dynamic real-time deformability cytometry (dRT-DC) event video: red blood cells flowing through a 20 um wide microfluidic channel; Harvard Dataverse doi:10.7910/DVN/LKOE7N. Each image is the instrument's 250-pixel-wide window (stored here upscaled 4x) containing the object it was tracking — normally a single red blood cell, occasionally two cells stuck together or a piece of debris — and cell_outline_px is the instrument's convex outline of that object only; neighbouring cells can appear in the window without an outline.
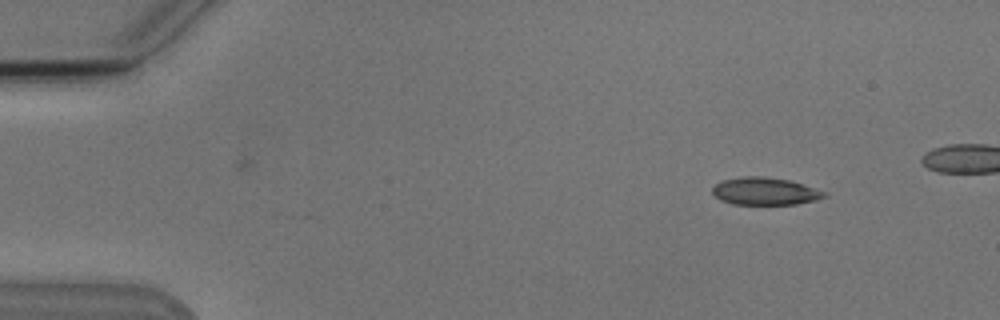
{"species": "Egyptian fruit bat (a non-hibernating species)", "species_latin": "Rousettus aegyptiacus", "temperature_condition": "cold", "stored_images_in_passage": 5, "camera_frame_rate_fps": 3000, "um_per_image_px": 0.085, "animal": {"sex": "male"}, "frame": {"image": 1, "passage_image": 1, "time_ms": 0.0, "image_size_px": [1000, 320], "cell_outline_px": [[824, 196], [816, 200], [796, 204], [732, 204], [720, 200], [712, 192], [712, 188], [716, 184], [724, 180], [744, 176], [760, 176], [788, 180], [824, 192]], "centroid_in_image_um": [64.95, 16.26], "position_along_channel_um": 20.0, "area_um2": 17.46}}